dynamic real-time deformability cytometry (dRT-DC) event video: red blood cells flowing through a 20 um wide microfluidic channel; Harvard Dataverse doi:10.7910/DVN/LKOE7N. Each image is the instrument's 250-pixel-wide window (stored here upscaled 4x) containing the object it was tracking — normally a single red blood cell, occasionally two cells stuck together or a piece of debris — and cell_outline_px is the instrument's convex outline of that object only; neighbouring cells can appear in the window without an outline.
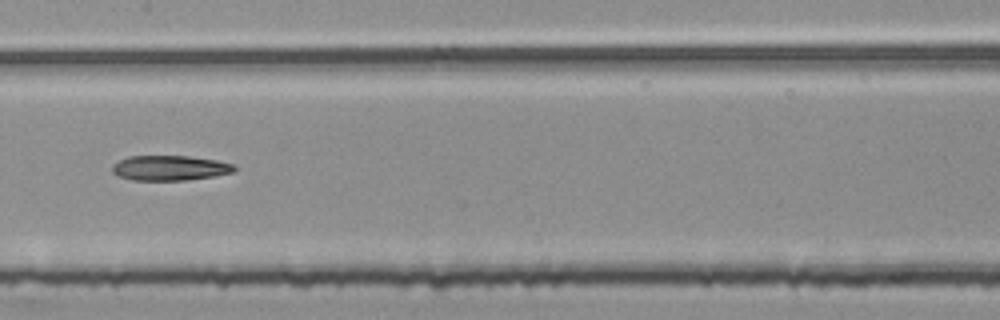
{"species": "common noctule bat (a hibernating species)", "species_latin": "Nyctalus noctula", "temperature_condition": "room temperature", "stored_images_in_passage": 54, "segment_of_instrument_passage": [2, 2], "camera_frame_rate_fps": 3000, "um_per_image_px": 0.085, "animal": {"sex": "female", "body_mass_g": 25.1}, "frame": {"image": 1, "passage_image": 27, "time_ms": 8.667, "image_size_px": [1000, 320], "cell_outline_px": [[236, 168], [232, 172], [212, 176], [184, 180], [132, 180], [120, 176], [112, 172], [112, 164], [128, 156], [188, 156], [216, 160], [232, 164]], "centroid_in_image_um": [14.39, 14.27], "position_along_channel_um": 193.0, "area_um2": 17.57}}
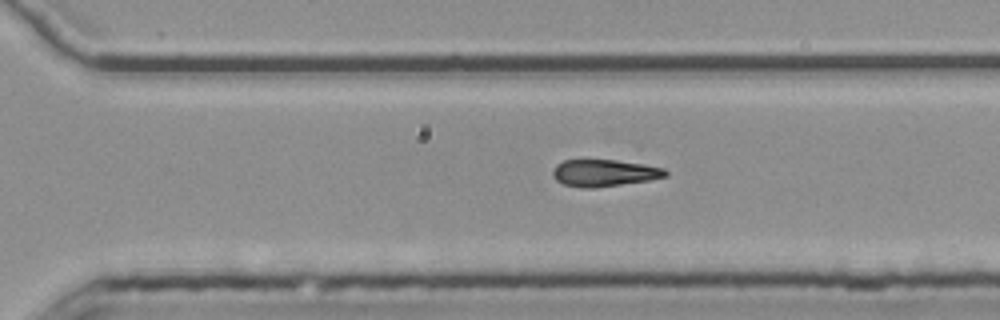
{"frame": {"image": 2, "passage_image": 37, "time_ms": 12.0, "image_size_px": [1000, 320], "cell_outline_px": [[668, 176], [648, 180], [596, 188], [580, 188], [564, 184], [556, 180], [552, 176], [552, 172], [556, 164], [564, 160], [616, 160], [644, 164], [664, 168], [668, 172]], "centroid_in_image_um": [51.35, 14.7], "position_along_channel_um": 319.3, "area_um2": 17.74}}
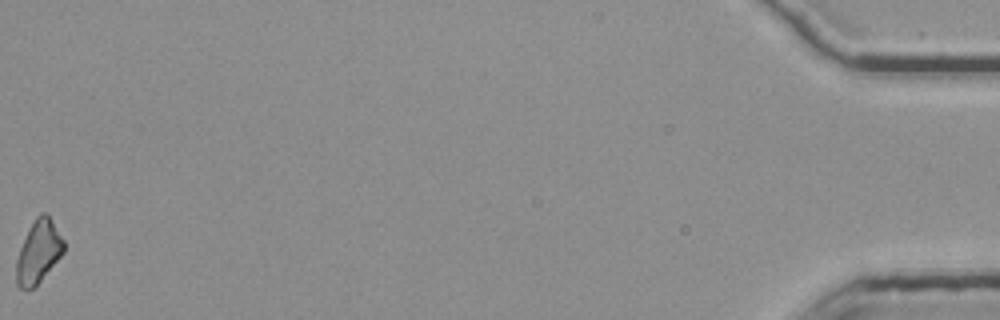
{"frame": {"image": 3, "passage_image": 54, "time_ms": 17.667, "image_size_px": [1000, 320], "cell_outline_px": [[64, 252], [40, 280], [32, 288], [20, 288], [16, 284], [16, 260], [20, 248], [28, 228], [36, 216], [40, 212], [48, 212], [64, 240]], "centroid_in_image_um": [3.27, 21.33], "position_along_channel_um": 431.9, "area_um2": 17.28}}